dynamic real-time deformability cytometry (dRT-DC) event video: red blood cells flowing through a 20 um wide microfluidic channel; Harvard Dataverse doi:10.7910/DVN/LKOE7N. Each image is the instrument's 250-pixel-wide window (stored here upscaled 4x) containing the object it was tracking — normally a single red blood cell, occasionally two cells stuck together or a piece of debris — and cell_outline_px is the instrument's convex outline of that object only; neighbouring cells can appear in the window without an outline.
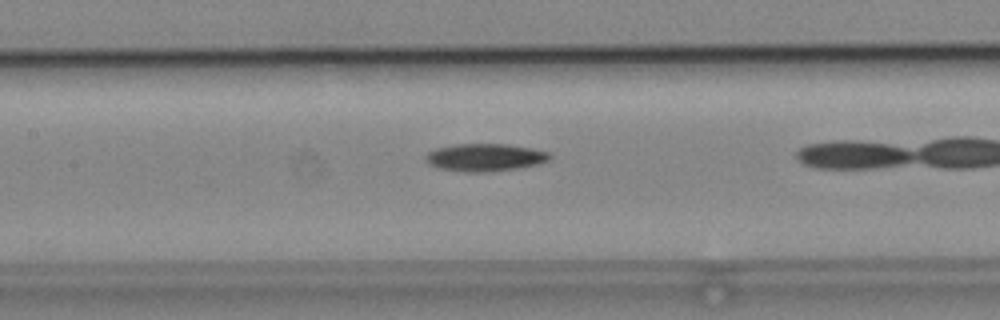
{"species": "common noctule bat (a hibernating species)", "species_latin": "Nyctalus noctula", "temperature_condition": "cold", "stored_images_in_passage": 34, "camera_frame_rate_fps": 3000, "um_per_image_px": 0.085, "animal": {"sex": "male", "body_mass_g": 19.2, "forearm_length_mm": 51.8}, "frame": {"image": 1, "passage_image": 18, "time_ms": 5.667, "image_size_px": [1000, 320], "cell_outline_px": [[552, 160], [540, 164], [520, 168], [484, 172], [464, 172], [440, 168], [428, 164], [424, 160], [424, 156], [428, 152], [436, 148], [456, 144], [508, 144], [532, 148], [548, 152], [552, 156]], "centroid_in_image_um": [41.25, 13.38], "position_along_channel_um": 166.1, "area_um2": 20.23}}
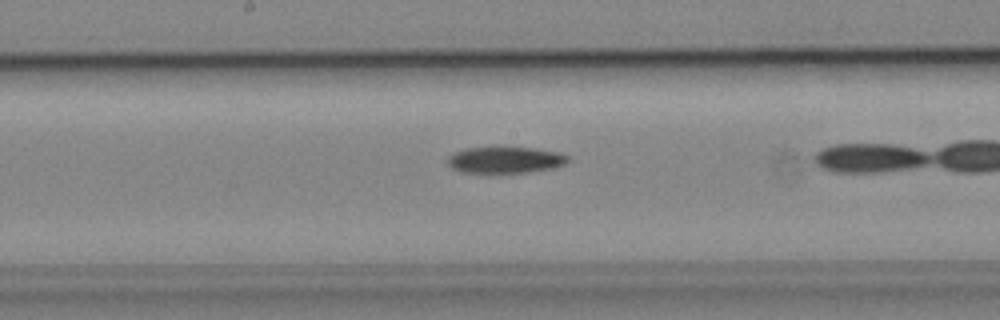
{"frame": {"image": 2, "passage_image": 21, "time_ms": 6.667, "image_size_px": [1000, 320], "cell_outline_px": [[572, 160], [564, 164], [548, 168], [524, 172], [460, 172], [452, 168], [448, 164], [448, 156], [452, 152], [464, 148], [496, 144], [500, 144], [532, 148], [560, 152], [568, 156]], "centroid_in_image_um": [42.89, 13.52], "position_along_channel_um": 205.3, "area_um2": 19.25}}